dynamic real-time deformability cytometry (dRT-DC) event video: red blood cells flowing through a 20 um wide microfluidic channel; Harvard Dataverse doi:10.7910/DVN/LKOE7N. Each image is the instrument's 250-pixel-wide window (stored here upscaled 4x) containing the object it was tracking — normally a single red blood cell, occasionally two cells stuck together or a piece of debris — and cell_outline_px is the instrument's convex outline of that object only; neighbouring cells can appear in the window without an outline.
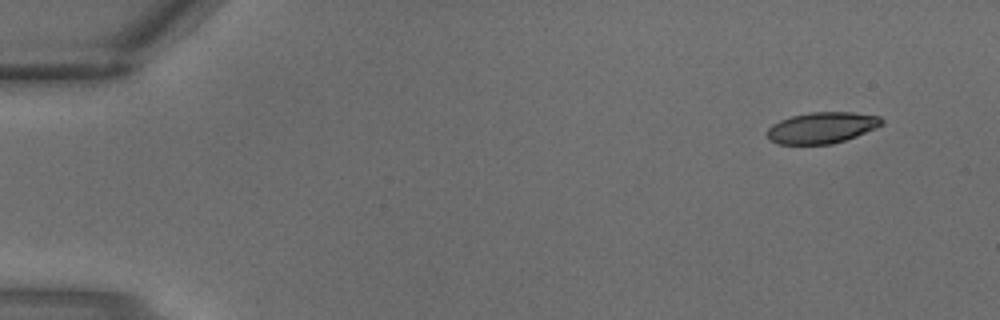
{"species": "common noctule bat (a hibernating species)", "species_latin": "Nyctalus noctula", "temperature_condition": "warm", "stored_images_in_passage": 3, "camera_frame_rate_fps": 3000, "um_per_image_px": 0.085, "animal": {"sex": "male", "body_mass_g": 18.8}, "frame": {"image": 1, "passage_image": 1, "time_ms": 0.0, "image_size_px": [1000, 320], "cell_outline_px": [[884, 124], [876, 128], [856, 136], [832, 144], [780, 144], [768, 140], [764, 132], [772, 124], [780, 120], [792, 116], [808, 112], [852, 112], [880, 116], [884, 120]], "centroid_in_image_um": [69.84, 10.85], "position_along_channel_um": 15.2, "area_um2": 21.04}}
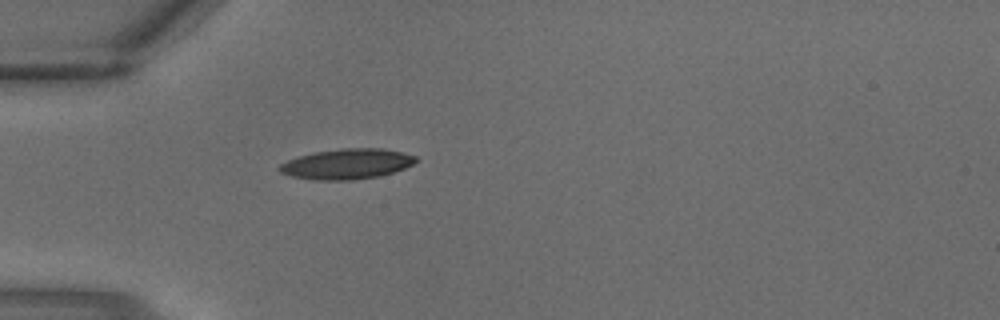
{"frame": {"image": 2, "passage_image": 3, "time_ms": 0.667, "image_size_px": [1000, 320], "cell_outline_px": [[420, 160], [404, 168], [380, 176], [352, 180], [312, 180], [292, 176], [280, 172], [276, 168], [280, 164], [288, 160], [300, 156], [316, 152], [340, 148], [380, 148], [400, 152], [416, 156]], "centroid_in_image_um": [29.48, 13.94], "position_along_channel_um": 55.5, "area_um2": 24.04}}